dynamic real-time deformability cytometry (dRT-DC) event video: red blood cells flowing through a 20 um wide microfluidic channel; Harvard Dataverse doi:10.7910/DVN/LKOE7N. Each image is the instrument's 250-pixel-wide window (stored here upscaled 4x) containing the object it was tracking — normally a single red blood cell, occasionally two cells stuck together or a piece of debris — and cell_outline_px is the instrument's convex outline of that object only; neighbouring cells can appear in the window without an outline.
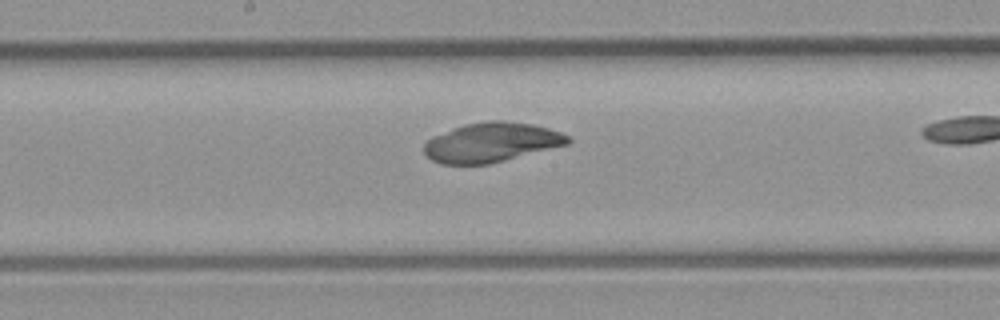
{"species": "common noctule bat (a hibernating species)", "species_latin": "Nyctalus noctula", "temperature_condition": "room temperature", "stored_images_in_passage": 18, "camera_frame_rate_fps": 3000, "um_per_image_px": 0.085, "animal": {"sex": "male", "body_mass_g": 23.1, "forearm_length_mm": 52.7}, "frame": {"image": 1, "passage_image": 8, "time_ms": 2.333, "image_size_px": [1000, 320], "cell_outline_px": [[572, 140], [568, 144], [488, 164], [440, 164], [432, 160], [424, 152], [424, 144], [432, 136], [452, 128], [464, 124], [488, 120], [500, 120], [532, 124], [548, 128], [560, 132], [568, 136]], "centroid_in_image_um": [41.75, 12.09], "position_along_channel_um": 206.5, "area_um2": 32.95}}